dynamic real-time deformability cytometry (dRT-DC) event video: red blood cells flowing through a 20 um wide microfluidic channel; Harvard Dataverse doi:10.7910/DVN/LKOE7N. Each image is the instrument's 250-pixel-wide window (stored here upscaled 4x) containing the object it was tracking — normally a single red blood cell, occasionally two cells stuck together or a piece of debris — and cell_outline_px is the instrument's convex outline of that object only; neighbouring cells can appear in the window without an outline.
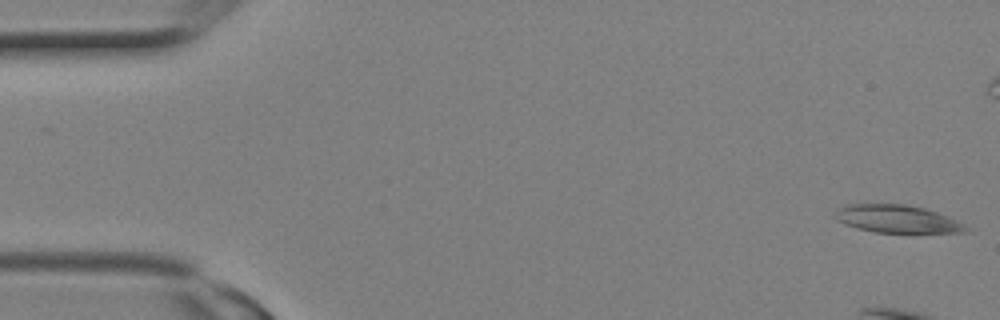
{"species": "Egyptian fruit bat (a non-hibernating species)", "species_latin": "Rousettus aegyptiacus", "temperature_condition": "room temperature", "stored_images_in_passage": 10, "camera_frame_rate_fps": 3000, "um_per_image_px": 0.085, "animal": {"sex": "female"}, "frame": {"image": 1, "passage_image": 1, "time_ms": 0.0, "image_size_px": [1000, 320], "cell_outline_px": [[968, 232], [876, 232], [844, 224], [836, 220], [836, 212], [840, 208], [848, 204], [904, 204], [924, 208], [948, 216], [956, 220], [968, 228]], "centroid_in_image_um": [76.25, 18.6], "position_along_channel_um": 8.7, "area_um2": 20.69}}